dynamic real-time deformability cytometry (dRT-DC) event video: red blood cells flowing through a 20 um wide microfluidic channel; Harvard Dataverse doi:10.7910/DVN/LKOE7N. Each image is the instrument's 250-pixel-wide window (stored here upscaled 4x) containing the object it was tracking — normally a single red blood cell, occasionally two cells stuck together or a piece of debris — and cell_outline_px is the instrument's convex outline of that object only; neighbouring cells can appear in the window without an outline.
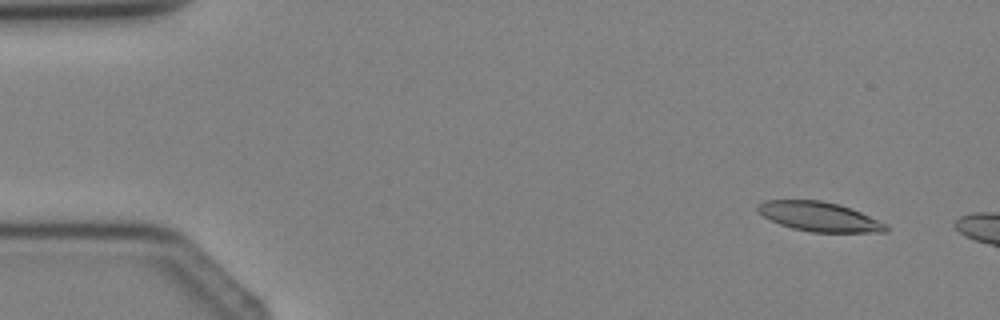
{"species": "Egyptian fruit bat (a non-hibernating species)", "species_latin": "Rousettus aegyptiacus", "temperature_condition": "cold", "stored_images_in_passage": 3, "camera_frame_rate_fps": 3000, "um_per_image_px": 0.085, "animal": {"sex": "female"}, "frame": {"image": 1, "passage_image": 1, "time_ms": 0.0, "image_size_px": [1000, 320], "cell_outline_px": [[888, 232], [812, 232], [792, 228], [780, 224], [764, 216], [756, 208], [756, 204], [764, 200], [820, 200], [840, 204], [860, 212], [888, 224]], "centroid_in_image_um": [69.65, 18.41], "position_along_channel_um": 15.4, "area_um2": 21.96}}